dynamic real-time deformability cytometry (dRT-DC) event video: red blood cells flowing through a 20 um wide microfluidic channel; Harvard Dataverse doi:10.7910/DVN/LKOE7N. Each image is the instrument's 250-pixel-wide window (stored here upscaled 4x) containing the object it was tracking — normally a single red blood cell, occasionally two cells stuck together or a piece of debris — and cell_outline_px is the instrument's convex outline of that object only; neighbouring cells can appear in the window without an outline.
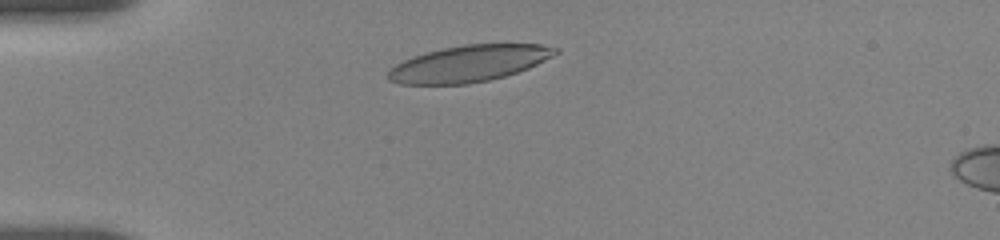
{"species": "human", "species_latin": "Homo sapiens", "temperature_condition": "room temperature", "stored_images_in_passage": 41, "camera_frame_rate_fps": 3000, "um_per_image_px": 0.085, "donor": {"sex": "female"}, "frame": {"image": 1, "passage_image": 1, "time_ms": 0.0, "image_size_px": [1000, 240], "cell_outline_px": [[560, 52], [528, 68], [504, 76], [488, 80], [468, 84], [400, 84], [388, 80], [388, 72], [396, 64], [412, 56], [444, 48], [464, 44], [540, 44], [560, 48]], "centroid_in_image_um": [39.87, 5.4], "position_along_channel_um": 45.1, "area_um2": 35.26}}
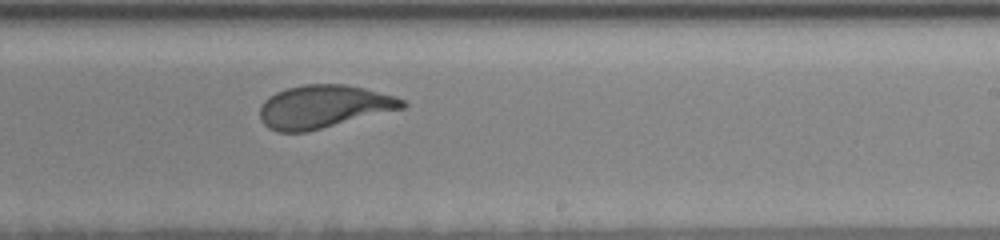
{"frame": {"image": 2, "passage_image": 19, "time_ms": 6.667, "image_size_px": [1000, 240], "cell_outline_px": [[408, 104], [404, 108], [308, 132], [276, 132], [268, 128], [260, 120], [260, 108], [264, 100], [268, 96], [276, 92], [288, 88], [304, 84], [344, 84], [364, 88], [392, 96], [404, 100]], "centroid_in_image_um": [27.47, 9.07], "position_along_channel_um": 261.5, "area_um2": 35.72}}
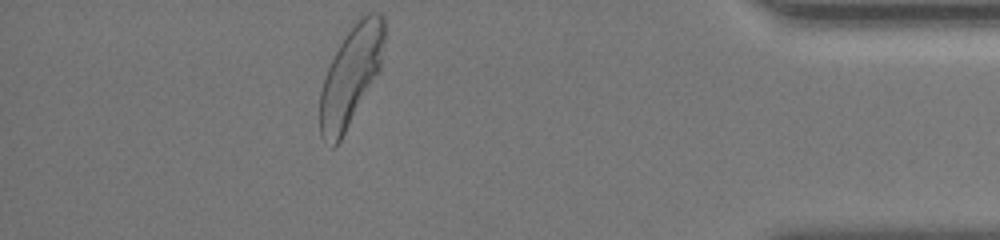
{"frame": {"image": 3, "passage_image": 41, "time_ms": 11.667, "image_size_px": [1000, 240], "cell_outline_px": [[384, 40], [380, 68], [340, 140], [332, 148], [324, 144], [320, 136], [320, 92], [328, 68], [344, 36], [356, 20], [360, 16], [368, 12], [380, 12], [384, 16]], "centroid_in_image_um": [29.81, 6.42], "position_along_channel_um": 405.4, "area_um2": 36.59}, "authors_computed_cell_mechanics": {"area_um2": 36.2406, "velocity_mm_per_s": 3.6294, "shape_relaxation_time_tau1_ms": 4.2639, "shape_relaxation_time_tau2_ms": 0.8499, "deformation_change_tau1": 0.1758, "deformation_change_tau2": 0.0783}}